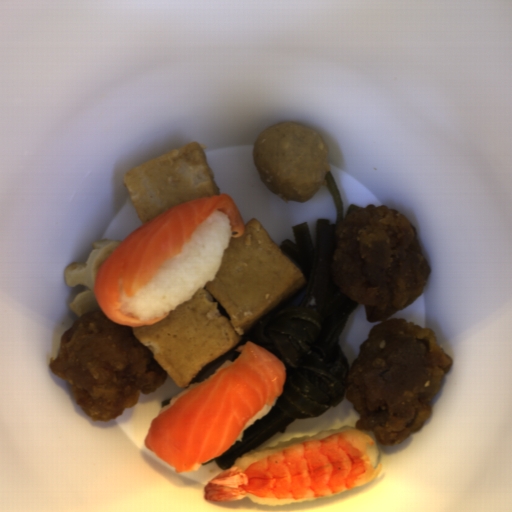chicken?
<instances>
[{
  "label": "chicken",
  "instance_id": "obj_1",
  "mask_svg": "<svg viewBox=\"0 0 512 512\" xmlns=\"http://www.w3.org/2000/svg\"><path fill=\"white\" fill-rule=\"evenodd\" d=\"M335 238L331 278L376 323L346 370L343 398L356 430L372 432L378 447L397 445L423 426L454 362L436 332L391 318L423 292L432 268L412 222L385 204L343 218Z\"/></svg>",
  "mask_w": 512,
  "mask_h": 512
},
{
  "label": "chicken",
  "instance_id": "obj_2",
  "mask_svg": "<svg viewBox=\"0 0 512 512\" xmlns=\"http://www.w3.org/2000/svg\"><path fill=\"white\" fill-rule=\"evenodd\" d=\"M50 368L66 380L76 406L106 422L133 409L142 394L169 377L133 326L112 322L102 310L87 312L64 331Z\"/></svg>",
  "mask_w": 512,
  "mask_h": 512
}]
</instances>
